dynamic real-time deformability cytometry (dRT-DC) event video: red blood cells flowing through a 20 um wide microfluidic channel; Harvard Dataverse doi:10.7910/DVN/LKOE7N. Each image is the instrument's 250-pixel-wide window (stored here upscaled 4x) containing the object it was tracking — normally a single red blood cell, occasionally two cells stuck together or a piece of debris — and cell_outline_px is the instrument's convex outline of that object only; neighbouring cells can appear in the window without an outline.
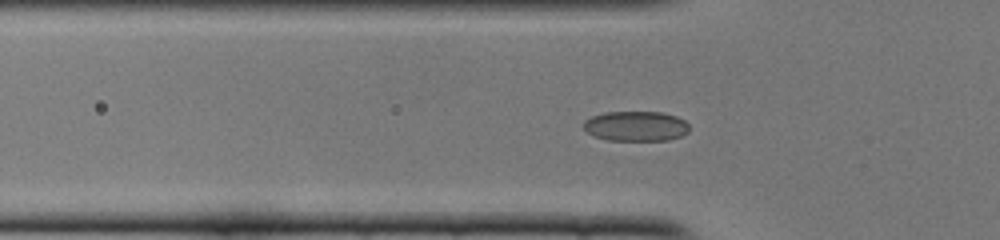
{"species": "common noctule bat (a hibernating species)", "species_latin": "Nyctalus noctula", "temperature_condition": "cold", "stored_images_in_passage": 52, "camera_frame_rate_fps": 3000, "um_per_image_px": 0.085, "animal": {"sex": "female", "body_mass_g": 22.0, "forearm_length_mm": 56.7}, "frame": {"image": 1, "passage_image": 16, "time_ms": 5.0, "image_size_px": [1000, 240], "cell_outline_px": [[688, 132], [680, 136], [668, 140], [608, 140], [592, 136], [584, 128], [584, 120], [592, 116], [604, 112], [660, 112], [676, 116], [684, 120], [688, 124]], "centroid_in_image_um": [54.03, 10.72], "position_along_channel_um": 71.8, "area_um2": 18.44}}
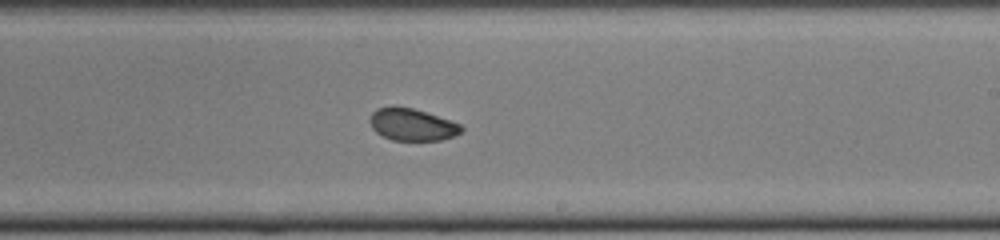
{"frame": {"image": 2, "passage_image": 30, "time_ms": 9.667, "image_size_px": [1000, 240], "cell_outline_px": [[464, 128], [460, 132], [452, 136], [440, 140], [392, 140], [376, 132], [372, 128], [368, 120], [372, 112], [376, 108], [392, 104], [412, 108], [460, 124]], "centroid_in_image_um": [34.94, 10.56], "position_along_channel_um": 254.1, "area_um2": 17.11}}
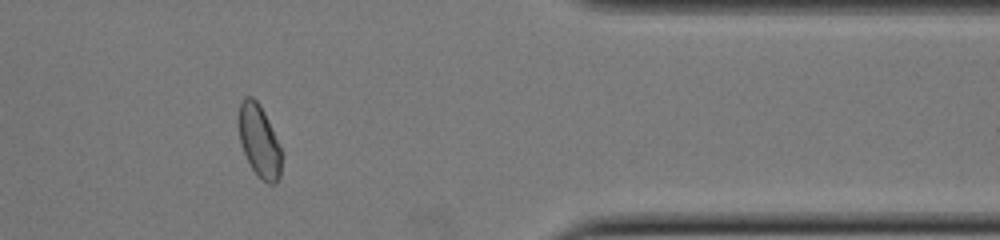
{"frame": {"image": 3, "passage_image": 42, "time_ms": 13.667, "image_size_px": [1000, 240], "cell_outline_px": [[284, 156], [280, 176], [276, 184], [268, 184], [252, 168], [240, 144], [240, 104], [244, 96], [252, 96], [260, 104], [284, 152]], "centroid_in_image_um": [22.1, 12.01], "position_along_channel_um": 389.3, "area_um2": 18.09}, "authors_computed_cell_mechanics": {"area_um2": 18.1492, "velocity_mm_per_s": 3.9089, "shape_relaxation_time_tau1_ms": 7.9372, "shape_relaxation_time_tau2_ms": 5.9577, "deformation_change_tau1": 0.136, "deformation_change_tau2": 0.0897}}